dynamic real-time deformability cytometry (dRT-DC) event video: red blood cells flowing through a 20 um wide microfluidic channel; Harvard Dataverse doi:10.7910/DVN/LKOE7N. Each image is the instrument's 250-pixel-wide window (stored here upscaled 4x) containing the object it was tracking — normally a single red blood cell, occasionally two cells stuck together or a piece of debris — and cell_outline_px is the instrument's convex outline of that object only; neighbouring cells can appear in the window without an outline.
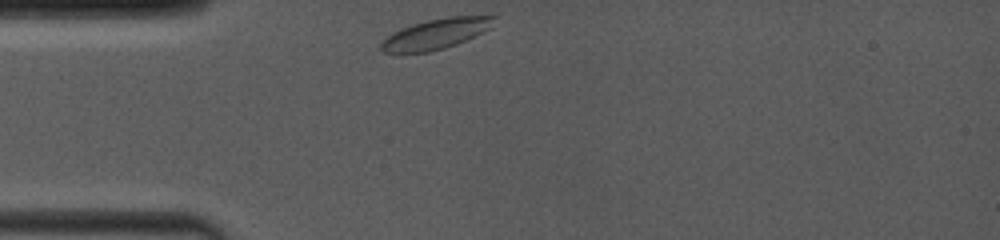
{"species": "common noctule bat (a hibernating species)", "species_latin": "Nyctalus noctula", "temperature_condition": "room temperature", "stored_images_in_passage": 33, "camera_frame_rate_fps": 4000, "um_per_image_px": 0.085, "animal": {"sex": "female", "body_mass_g": 19.0, "forearm_length_mm": 53.3}, "frame": {"image": 1, "passage_image": 1, "time_ms": 0.0, "image_size_px": [1000, 240], "cell_outline_px": [[496, 16], [492, 28], [484, 32], [456, 44], [444, 48], [428, 52], [384, 52], [380, 48], [380, 44], [392, 32], [412, 24], [428, 20], [448, 16]], "centroid_in_image_um": [37.09, 2.87], "position_along_channel_um": 47.9, "area_um2": 19.77}}
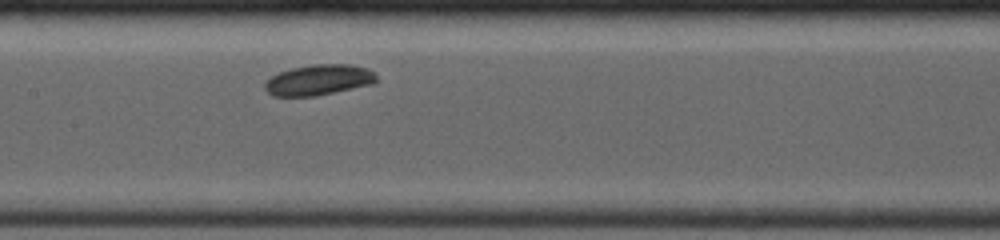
{"frame": {"image": 2, "passage_image": 14, "time_ms": 3.75, "image_size_px": [1000, 240], "cell_outline_px": [[376, 80], [372, 84], [316, 96], [272, 96], [264, 88], [264, 84], [272, 76], [280, 72], [292, 68], [312, 64], [352, 64], [368, 68], [376, 76]], "centroid_in_image_um": [27.09, 6.79], "position_along_channel_um": 180.3, "area_um2": 19.83}}
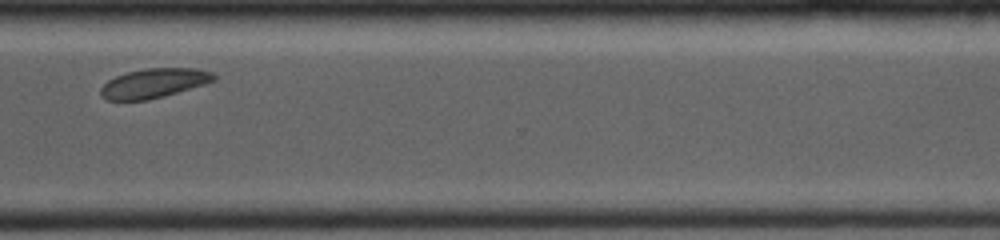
{"frame": {"image": 3, "passage_image": 32, "time_ms": 8.25, "image_size_px": [1000, 240], "cell_outline_px": [[216, 80], [204, 84], [164, 96], [148, 100], [108, 100], [100, 96], [100, 88], [108, 80], [116, 76], [128, 72], [144, 68], [196, 68], [212, 72], [216, 76]], "centroid_in_image_um": [13.07, 7.07], "position_along_channel_um": 357.5, "area_um2": 19.36}}